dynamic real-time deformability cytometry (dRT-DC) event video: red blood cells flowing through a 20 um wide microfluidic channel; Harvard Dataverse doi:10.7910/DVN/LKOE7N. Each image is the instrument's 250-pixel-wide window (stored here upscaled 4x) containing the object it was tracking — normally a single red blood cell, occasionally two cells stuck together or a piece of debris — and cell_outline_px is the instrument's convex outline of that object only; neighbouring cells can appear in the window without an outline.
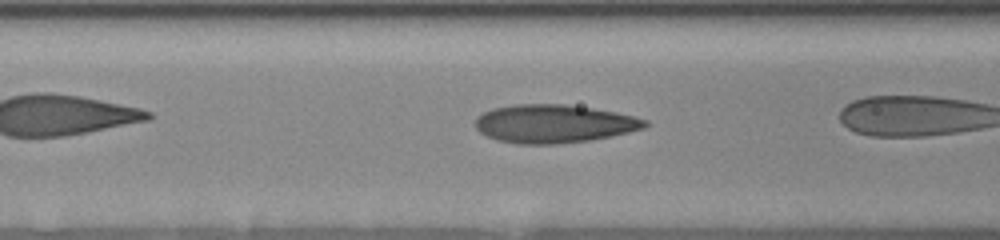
{"species": "human", "species_latin": "Homo sapiens", "temperature_condition": "room temperature", "stored_images_in_passage": 5, "camera_frame_rate_fps": 3000, "um_per_image_px": 0.085, "donor": {"sex": "female"}, "frame": {"image": 1, "passage_image": 3, "time_ms": 0.667, "image_size_px": [1000, 240], "cell_outline_px": [[648, 124], [644, 128], [628, 132], [588, 140], [556, 144], [516, 144], [500, 140], [488, 136], [480, 132], [476, 128], [476, 120], [484, 112], [492, 108], [516, 104], [564, 104], [592, 108], [616, 112], [636, 116], [648, 120]], "centroid_in_image_um": [47.1, 10.51], "position_along_channel_um": 119.5, "area_um2": 37.57}}